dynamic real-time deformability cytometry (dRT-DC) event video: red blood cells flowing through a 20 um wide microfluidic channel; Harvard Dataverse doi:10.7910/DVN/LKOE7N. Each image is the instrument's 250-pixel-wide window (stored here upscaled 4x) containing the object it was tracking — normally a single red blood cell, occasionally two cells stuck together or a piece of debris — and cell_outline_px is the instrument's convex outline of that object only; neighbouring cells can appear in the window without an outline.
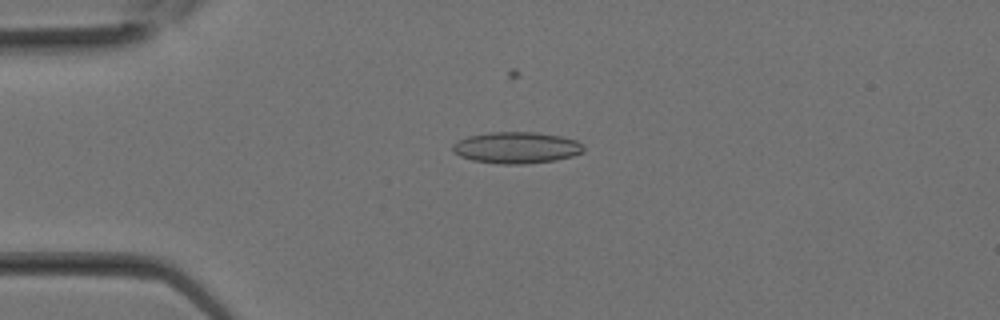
{"species": "Egyptian fruit bat (a non-hibernating species)", "species_latin": "Rousettus aegyptiacus", "temperature_condition": "room temperature", "stored_images_in_passage": 25, "camera_frame_rate_fps": 3000, "um_per_image_px": 0.085, "animal": {"sex": "female"}, "frame": {"image": 1, "passage_image": 4, "time_ms": 1.0, "image_size_px": [1000, 320], "cell_outline_px": [[584, 152], [572, 156], [556, 160], [524, 164], [500, 164], [472, 160], [460, 156], [452, 152], [452, 144], [468, 136], [488, 132], [536, 132], [560, 136], [576, 140], [584, 148]], "centroid_in_image_um": [43.88, 12.55], "position_along_channel_um": 41.1, "area_um2": 24.04}}
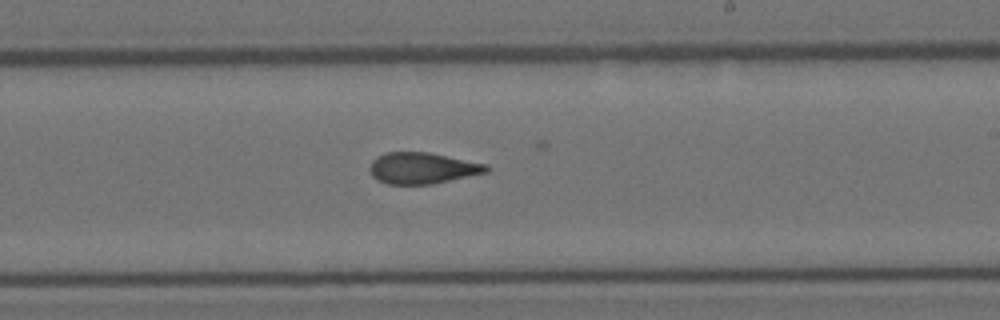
{"frame": {"image": 2, "passage_image": 14, "time_ms": 4.333, "image_size_px": [1000, 320], "cell_outline_px": [[488, 172], [432, 184], [388, 184], [376, 180], [372, 176], [368, 168], [372, 160], [376, 156], [384, 152], [428, 152], [488, 164]], "centroid_in_image_um": [35.86, 14.28], "position_along_channel_um": 253.1, "area_um2": 21.39}}
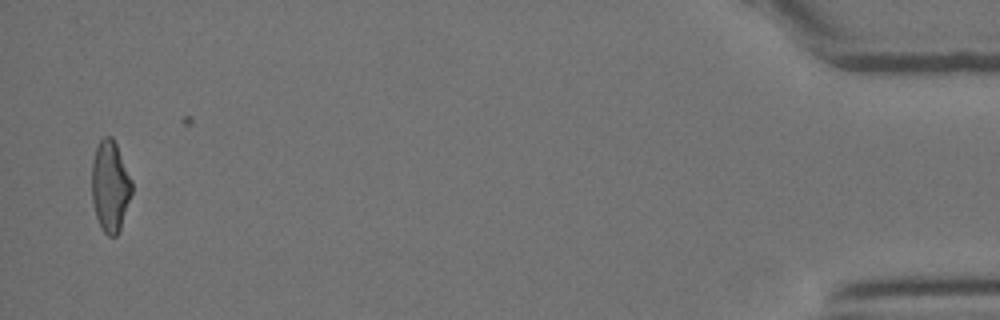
{"frame": {"image": 3, "passage_image": 25, "time_ms": 8.0, "image_size_px": [1000, 320], "cell_outline_px": [[132, 192], [120, 228], [116, 236], [108, 236], [104, 232], [96, 216], [92, 200], [92, 164], [96, 148], [100, 140], [104, 136], [112, 136], [116, 144], [132, 180]], "centroid_in_image_um": [9.36, 15.81], "position_along_channel_um": 425.8, "area_um2": 20.98}}